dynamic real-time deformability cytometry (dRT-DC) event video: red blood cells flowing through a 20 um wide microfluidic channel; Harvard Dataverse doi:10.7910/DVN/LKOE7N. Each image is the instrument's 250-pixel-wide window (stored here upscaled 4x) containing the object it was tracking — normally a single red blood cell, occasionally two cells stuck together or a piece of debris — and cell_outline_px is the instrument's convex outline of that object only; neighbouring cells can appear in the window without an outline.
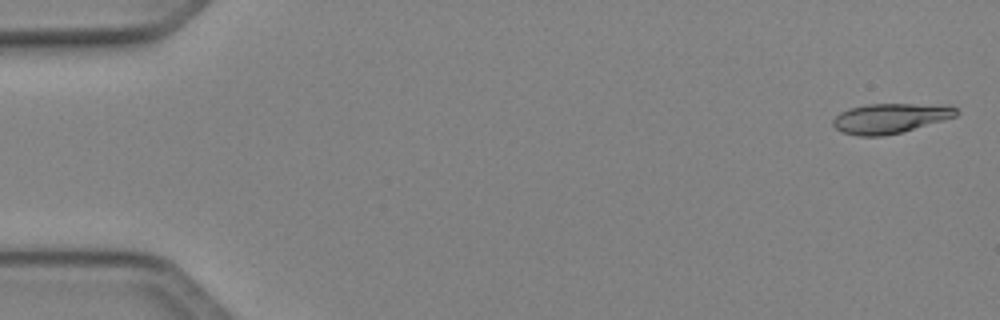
{"species": "Egyptian fruit bat (a non-hibernating species)", "species_latin": "Rousettus aegyptiacus", "temperature_condition": "cold", "stored_images_in_passage": 11, "camera_frame_rate_fps": 3000, "um_per_image_px": 0.085, "animal": {"sex": "female"}, "frame": {"image": 1, "passage_image": 2, "time_ms": 0.333, "image_size_px": [1000, 320], "cell_outline_px": [[960, 112], [956, 116], [900, 132], [884, 136], [860, 136], [840, 132], [832, 124], [832, 120], [840, 112], [848, 108], [868, 104], [948, 104], [956, 108]], "centroid_in_image_um": [75.65, 10.04], "position_along_channel_um": 9.3, "area_um2": 21.5}}